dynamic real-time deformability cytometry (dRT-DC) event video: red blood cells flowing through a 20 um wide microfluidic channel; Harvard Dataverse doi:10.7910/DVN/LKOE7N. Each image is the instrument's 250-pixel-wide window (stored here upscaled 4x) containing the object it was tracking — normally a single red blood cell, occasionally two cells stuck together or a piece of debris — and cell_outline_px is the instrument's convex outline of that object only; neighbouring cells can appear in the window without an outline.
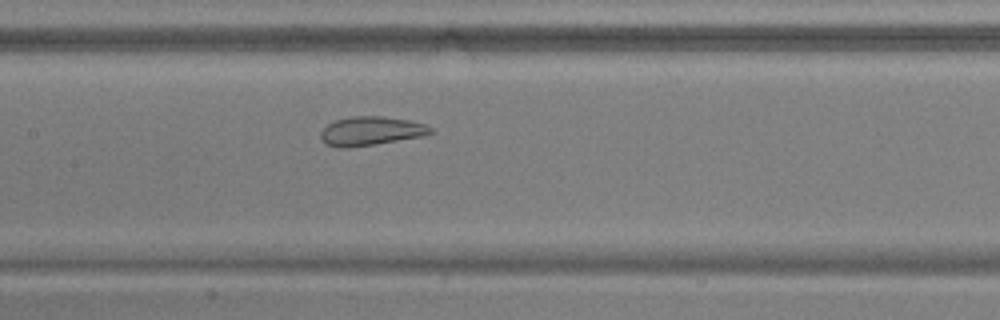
{"species": "common noctule bat (a hibernating species)", "species_latin": "Nyctalus noctula", "temperature_condition": "warm", "stored_images_in_passage": 49, "camera_frame_rate_fps": 3000, "um_per_image_px": 0.085, "animal": {"sex": "male", "body_mass_g": 17.9, "forearm_length_mm": 54.2}, "frame": {"image": 1, "passage_image": 22, "time_ms": 7.0, "image_size_px": [1000, 320], "cell_outline_px": [[432, 132], [424, 136], [348, 148], [336, 148], [324, 144], [320, 136], [320, 132], [328, 124], [336, 120], [352, 116], [384, 116], [408, 120], [424, 124], [432, 128]], "centroid_in_image_um": [31.49, 11.14], "position_along_channel_um": 175.9, "area_um2": 18.5}}
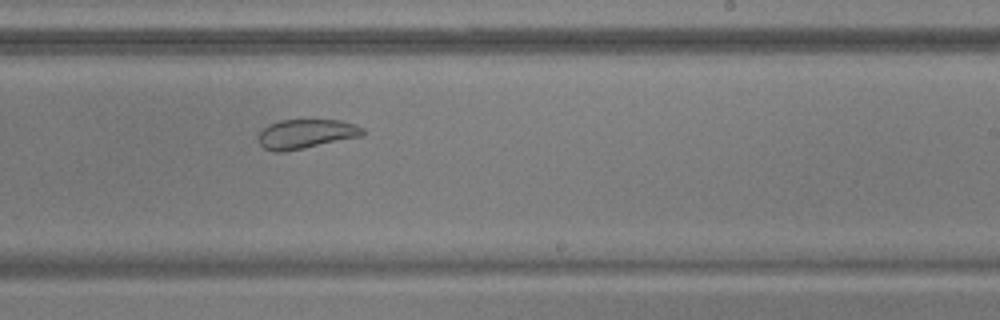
{"frame": {"image": 2, "passage_image": 29, "time_ms": 9.333, "image_size_px": [1000, 320], "cell_outline_px": [[364, 132], [360, 136], [284, 152], [272, 152], [264, 148], [260, 144], [260, 132], [268, 124], [280, 120], [340, 120], [364, 128]], "centroid_in_image_um": [25.97, 11.38], "position_along_channel_um": 263.0, "area_um2": 17.51}}
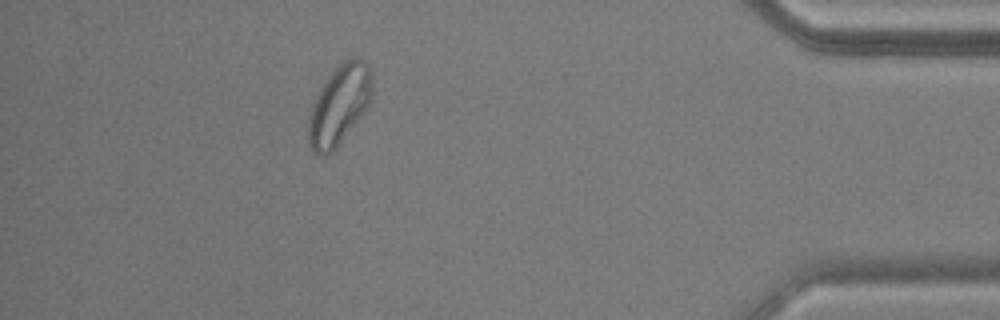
{"frame": {"image": 3, "passage_image": 44, "time_ms": 14.333, "image_size_px": [1000, 320], "cell_outline_px": [[372, 88], [368, 104], [336, 148], [332, 152], [324, 156], [316, 156], [312, 152], [308, 144], [308, 116], [312, 104], [320, 88], [328, 76], [344, 60], [356, 56], [368, 64], [372, 72]], "centroid_in_image_um": [28.79, 8.93], "position_along_channel_um": 406.4, "area_um2": 29.36}, "authors_computed_cell_mechanics": {"area_um2": 24.9118, "velocity_mm_per_s": 3.7509, "shape_relaxation_time_tau1_ms": null, "shape_relaxation_time_tau2_ms": 0.6866, "deformation_change_tau1": null, "deformation_change_tau2": 0.0616}}